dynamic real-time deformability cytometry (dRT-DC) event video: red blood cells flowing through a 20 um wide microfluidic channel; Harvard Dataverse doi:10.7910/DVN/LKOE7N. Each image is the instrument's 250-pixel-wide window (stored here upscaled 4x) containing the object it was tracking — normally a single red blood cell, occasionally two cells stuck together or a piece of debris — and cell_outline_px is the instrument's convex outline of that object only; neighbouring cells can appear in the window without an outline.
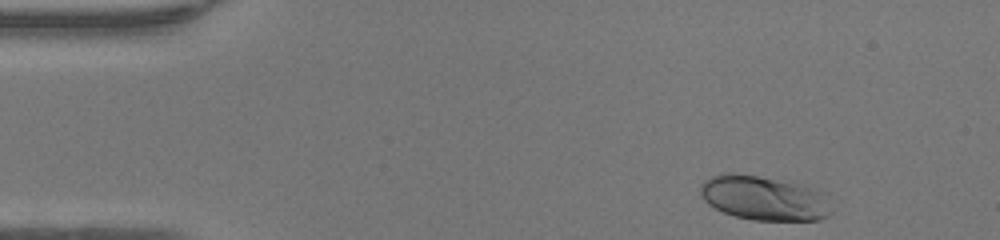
{"species": "human", "species_latin": "Homo sapiens", "temperature_condition": "warm", "stored_images_in_passage": 45, "camera_frame_rate_fps": 3000, "um_per_image_px": 0.085, "donor": {"sex": "female"}, "frame": {"image": 1, "passage_image": 2, "time_ms": 0.333, "image_size_px": [1000, 240], "cell_outline_px": [[832, 212], [828, 216], [820, 220], [752, 220], [736, 216], [724, 212], [708, 204], [704, 200], [700, 192], [700, 184], [704, 180], [712, 176], [724, 172], [732, 172], [756, 176], [800, 184], [820, 192]], "centroid_in_image_um": [64.87, 16.84], "position_along_channel_um": 20.1, "area_um2": 33.52}}
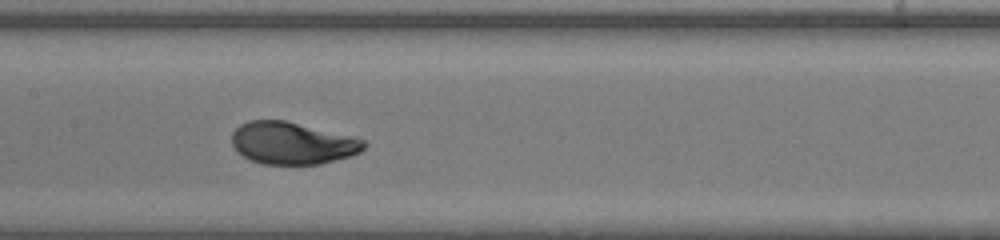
{"frame": {"image": 2, "passage_image": 20, "time_ms": 6.333, "image_size_px": [1000, 240], "cell_outline_px": [[368, 144], [360, 152], [348, 156], [320, 164], [264, 164], [252, 160], [236, 152], [232, 144], [232, 132], [240, 124], [248, 120], [284, 120], [356, 136], [364, 140]], "centroid_in_image_um": [24.85, 12.15], "position_along_channel_um": 182.5, "area_um2": 32.66}}
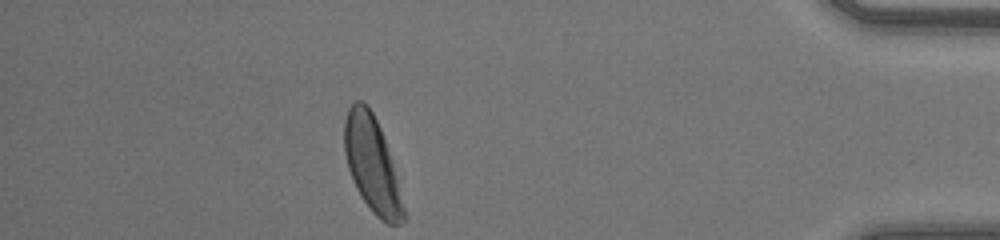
{"frame": {"image": 3, "passage_image": 39, "time_ms": 12.667, "image_size_px": [1000, 240], "cell_outline_px": [[404, 220], [400, 224], [388, 224], [380, 220], [372, 212], [360, 196], [352, 180], [348, 168], [344, 152], [344, 120], [348, 108], [356, 100], [360, 100], [368, 104], [380, 128], [392, 164], [404, 208]], "centroid_in_image_um": [31.58, 13.97], "position_along_channel_um": 403.6, "area_um2": 32.43}, "authors_computed_cell_mechanics": {"area_um2": 32.657, "velocity_mm_per_s": 4.26, "shape_relaxation_time_tau1_ms": 2.3936, "shape_relaxation_time_tau2_ms": null, "deformation_change_tau1": 0.151, "deformation_change_tau2": null}}